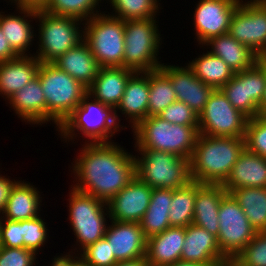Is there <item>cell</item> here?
<instances>
[{"label":"cell","instance_id":"f6af8a7d","mask_svg":"<svg viewBox=\"0 0 266 266\" xmlns=\"http://www.w3.org/2000/svg\"><path fill=\"white\" fill-rule=\"evenodd\" d=\"M17 181L9 178L8 176H3L0 173V214L3 212L8 196L10 194L11 188Z\"/></svg>","mask_w":266,"mask_h":266},{"label":"cell","instance_id":"7dc6e473","mask_svg":"<svg viewBox=\"0 0 266 266\" xmlns=\"http://www.w3.org/2000/svg\"><path fill=\"white\" fill-rule=\"evenodd\" d=\"M19 56L11 47L0 27V63Z\"/></svg>","mask_w":266,"mask_h":266},{"label":"cell","instance_id":"e0dca14e","mask_svg":"<svg viewBox=\"0 0 266 266\" xmlns=\"http://www.w3.org/2000/svg\"><path fill=\"white\" fill-rule=\"evenodd\" d=\"M160 69L169 77L177 100L186 103L199 115L215 88L203 83L187 64L183 67L163 63Z\"/></svg>","mask_w":266,"mask_h":266},{"label":"cell","instance_id":"4316f807","mask_svg":"<svg viewBox=\"0 0 266 266\" xmlns=\"http://www.w3.org/2000/svg\"><path fill=\"white\" fill-rule=\"evenodd\" d=\"M40 194V191L30 182L17 180L11 188L5 208L1 213V218L21 221L41 215V202L43 199Z\"/></svg>","mask_w":266,"mask_h":266},{"label":"cell","instance_id":"74e56055","mask_svg":"<svg viewBox=\"0 0 266 266\" xmlns=\"http://www.w3.org/2000/svg\"><path fill=\"white\" fill-rule=\"evenodd\" d=\"M44 220L41 215L29 220H22L24 248L33 251L36 255L46 245L49 237V229Z\"/></svg>","mask_w":266,"mask_h":266},{"label":"cell","instance_id":"f1b7e54d","mask_svg":"<svg viewBox=\"0 0 266 266\" xmlns=\"http://www.w3.org/2000/svg\"><path fill=\"white\" fill-rule=\"evenodd\" d=\"M221 58L235 73L251 68L259 56L228 33L210 38L202 46ZM211 47V48H210Z\"/></svg>","mask_w":266,"mask_h":266},{"label":"cell","instance_id":"f907efd6","mask_svg":"<svg viewBox=\"0 0 266 266\" xmlns=\"http://www.w3.org/2000/svg\"><path fill=\"white\" fill-rule=\"evenodd\" d=\"M258 61L266 68V57H259ZM259 115H266V87L264 91V96L259 105Z\"/></svg>","mask_w":266,"mask_h":266},{"label":"cell","instance_id":"52a82bcc","mask_svg":"<svg viewBox=\"0 0 266 266\" xmlns=\"http://www.w3.org/2000/svg\"><path fill=\"white\" fill-rule=\"evenodd\" d=\"M38 49L33 55L40 63H53L84 39V21L74 17L50 14L44 10L37 11ZM82 25V27H81ZM38 31V32H37Z\"/></svg>","mask_w":266,"mask_h":266},{"label":"cell","instance_id":"83f0119b","mask_svg":"<svg viewBox=\"0 0 266 266\" xmlns=\"http://www.w3.org/2000/svg\"><path fill=\"white\" fill-rule=\"evenodd\" d=\"M227 191L222 185L197 182L193 224L204 228L214 236L219 234V206Z\"/></svg>","mask_w":266,"mask_h":266},{"label":"cell","instance_id":"d6a6232c","mask_svg":"<svg viewBox=\"0 0 266 266\" xmlns=\"http://www.w3.org/2000/svg\"><path fill=\"white\" fill-rule=\"evenodd\" d=\"M230 194L256 232L266 231V188L241 187L233 189Z\"/></svg>","mask_w":266,"mask_h":266},{"label":"cell","instance_id":"5bb4252c","mask_svg":"<svg viewBox=\"0 0 266 266\" xmlns=\"http://www.w3.org/2000/svg\"><path fill=\"white\" fill-rule=\"evenodd\" d=\"M265 87L266 68L257 61L251 68L236 72L220 90L234 108L253 118L259 115Z\"/></svg>","mask_w":266,"mask_h":266},{"label":"cell","instance_id":"f35d334b","mask_svg":"<svg viewBox=\"0 0 266 266\" xmlns=\"http://www.w3.org/2000/svg\"><path fill=\"white\" fill-rule=\"evenodd\" d=\"M244 139L247 151L266 158V115L248 119Z\"/></svg>","mask_w":266,"mask_h":266},{"label":"cell","instance_id":"ac0fdd59","mask_svg":"<svg viewBox=\"0 0 266 266\" xmlns=\"http://www.w3.org/2000/svg\"><path fill=\"white\" fill-rule=\"evenodd\" d=\"M148 98L149 71H136L127 81L124 94L114 110L116 121L122 130L128 127L120 124L121 119L119 117H123L121 115H124L126 120L129 119L128 123L131 124L132 130L148 117Z\"/></svg>","mask_w":266,"mask_h":266},{"label":"cell","instance_id":"484cf974","mask_svg":"<svg viewBox=\"0 0 266 266\" xmlns=\"http://www.w3.org/2000/svg\"><path fill=\"white\" fill-rule=\"evenodd\" d=\"M40 61L34 55H19L0 63V95L5 101L37 77Z\"/></svg>","mask_w":266,"mask_h":266},{"label":"cell","instance_id":"7bdbcfd3","mask_svg":"<svg viewBox=\"0 0 266 266\" xmlns=\"http://www.w3.org/2000/svg\"><path fill=\"white\" fill-rule=\"evenodd\" d=\"M37 255L26 248L0 246V266H36Z\"/></svg>","mask_w":266,"mask_h":266},{"label":"cell","instance_id":"8fae6325","mask_svg":"<svg viewBox=\"0 0 266 266\" xmlns=\"http://www.w3.org/2000/svg\"><path fill=\"white\" fill-rule=\"evenodd\" d=\"M248 117L234 108L220 89H215L198 115L199 134L245 137Z\"/></svg>","mask_w":266,"mask_h":266},{"label":"cell","instance_id":"8d00e7d4","mask_svg":"<svg viewBox=\"0 0 266 266\" xmlns=\"http://www.w3.org/2000/svg\"><path fill=\"white\" fill-rule=\"evenodd\" d=\"M100 3L102 0H49L44 11L53 15L74 17L85 22L101 13Z\"/></svg>","mask_w":266,"mask_h":266},{"label":"cell","instance_id":"7a4b0ae2","mask_svg":"<svg viewBox=\"0 0 266 266\" xmlns=\"http://www.w3.org/2000/svg\"><path fill=\"white\" fill-rule=\"evenodd\" d=\"M244 149V137L199 134L189 159L191 180L201 184L222 185Z\"/></svg>","mask_w":266,"mask_h":266},{"label":"cell","instance_id":"d4e9b609","mask_svg":"<svg viewBox=\"0 0 266 266\" xmlns=\"http://www.w3.org/2000/svg\"><path fill=\"white\" fill-rule=\"evenodd\" d=\"M222 186L227 193L241 187L266 188V158L244 149Z\"/></svg>","mask_w":266,"mask_h":266},{"label":"cell","instance_id":"4dcf8cb0","mask_svg":"<svg viewBox=\"0 0 266 266\" xmlns=\"http://www.w3.org/2000/svg\"><path fill=\"white\" fill-rule=\"evenodd\" d=\"M172 196L173 189L153 188L149 207L140 221L147 239L171 227L169 212Z\"/></svg>","mask_w":266,"mask_h":266},{"label":"cell","instance_id":"e575fe53","mask_svg":"<svg viewBox=\"0 0 266 266\" xmlns=\"http://www.w3.org/2000/svg\"><path fill=\"white\" fill-rule=\"evenodd\" d=\"M176 100L169 77L160 68L149 71L148 116H157Z\"/></svg>","mask_w":266,"mask_h":266},{"label":"cell","instance_id":"603a6c76","mask_svg":"<svg viewBox=\"0 0 266 266\" xmlns=\"http://www.w3.org/2000/svg\"><path fill=\"white\" fill-rule=\"evenodd\" d=\"M7 104L22 122L33 125L46 123V100L38 77L12 95Z\"/></svg>","mask_w":266,"mask_h":266},{"label":"cell","instance_id":"681fc988","mask_svg":"<svg viewBox=\"0 0 266 266\" xmlns=\"http://www.w3.org/2000/svg\"><path fill=\"white\" fill-rule=\"evenodd\" d=\"M114 266H150L145 257L129 261L117 262Z\"/></svg>","mask_w":266,"mask_h":266},{"label":"cell","instance_id":"6da1fadb","mask_svg":"<svg viewBox=\"0 0 266 266\" xmlns=\"http://www.w3.org/2000/svg\"><path fill=\"white\" fill-rule=\"evenodd\" d=\"M83 143L70 166L71 186L107 203L135 176L133 152L114 141Z\"/></svg>","mask_w":266,"mask_h":266},{"label":"cell","instance_id":"4fadbf2b","mask_svg":"<svg viewBox=\"0 0 266 266\" xmlns=\"http://www.w3.org/2000/svg\"><path fill=\"white\" fill-rule=\"evenodd\" d=\"M228 34L259 57H266V2L240 0L232 15Z\"/></svg>","mask_w":266,"mask_h":266},{"label":"cell","instance_id":"b9f144b4","mask_svg":"<svg viewBox=\"0 0 266 266\" xmlns=\"http://www.w3.org/2000/svg\"><path fill=\"white\" fill-rule=\"evenodd\" d=\"M171 124L198 126V114L186 103L176 100L157 115Z\"/></svg>","mask_w":266,"mask_h":266},{"label":"cell","instance_id":"7c38bea8","mask_svg":"<svg viewBox=\"0 0 266 266\" xmlns=\"http://www.w3.org/2000/svg\"><path fill=\"white\" fill-rule=\"evenodd\" d=\"M218 216L220 229L217 242L221 254L228 261H233L254 238L256 230L251 226L244 211L230 193L222 198Z\"/></svg>","mask_w":266,"mask_h":266},{"label":"cell","instance_id":"ffe728a7","mask_svg":"<svg viewBox=\"0 0 266 266\" xmlns=\"http://www.w3.org/2000/svg\"><path fill=\"white\" fill-rule=\"evenodd\" d=\"M181 260L205 266H219L228 261L221 254L217 237L193 223L185 227Z\"/></svg>","mask_w":266,"mask_h":266},{"label":"cell","instance_id":"836d02e7","mask_svg":"<svg viewBox=\"0 0 266 266\" xmlns=\"http://www.w3.org/2000/svg\"><path fill=\"white\" fill-rule=\"evenodd\" d=\"M197 181H190L186 186L173 189L170 205V226L187 227L193 222Z\"/></svg>","mask_w":266,"mask_h":266},{"label":"cell","instance_id":"c3c4849f","mask_svg":"<svg viewBox=\"0 0 266 266\" xmlns=\"http://www.w3.org/2000/svg\"><path fill=\"white\" fill-rule=\"evenodd\" d=\"M51 261L52 263L49 264L50 266H86L78 257L63 255L62 253L58 256L56 254Z\"/></svg>","mask_w":266,"mask_h":266},{"label":"cell","instance_id":"44dd1931","mask_svg":"<svg viewBox=\"0 0 266 266\" xmlns=\"http://www.w3.org/2000/svg\"><path fill=\"white\" fill-rule=\"evenodd\" d=\"M15 9L16 12L18 11L15 14L14 12L11 14H5V12L0 11L1 30L4 33L5 38L11 45L12 49L18 55H32L29 50L30 45L32 47V45L34 44L33 41L36 40L34 39L36 38L34 37L36 36V31L33 27L35 25H32L31 22H33L34 20L36 21L37 11L24 8Z\"/></svg>","mask_w":266,"mask_h":266},{"label":"cell","instance_id":"2e32d148","mask_svg":"<svg viewBox=\"0 0 266 266\" xmlns=\"http://www.w3.org/2000/svg\"><path fill=\"white\" fill-rule=\"evenodd\" d=\"M152 190L153 188L135 175L123 189L107 202L109 220L140 223L149 207Z\"/></svg>","mask_w":266,"mask_h":266},{"label":"cell","instance_id":"d590c367","mask_svg":"<svg viewBox=\"0 0 266 266\" xmlns=\"http://www.w3.org/2000/svg\"><path fill=\"white\" fill-rule=\"evenodd\" d=\"M112 6V13L108 15L123 21L155 18L159 10L163 9L159 0H107Z\"/></svg>","mask_w":266,"mask_h":266},{"label":"cell","instance_id":"d6986e66","mask_svg":"<svg viewBox=\"0 0 266 266\" xmlns=\"http://www.w3.org/2000/svg\"><path fill=\"white\" fill-rule=\"evenodd\" d=\"M104 238L118 262L145 257L147 238L140 223L109 220Z\"/></svg>","mask_w":266,"mask_h":266},{"label":"cell","instance_id":"9c48e42d","mask_svg":"<svg viewBox=\"0 0 266 266\" xmlns=\"http://www.w3.org/2000/svg\"><path fill=\"white\" fill-rule=\"evenodd\" d=\"M135 150V175L151 188L176 189L192 181L189 159L164 151Z\"/></svg>","mask_w":266,"mask_h":266},{"label":"cell","instance_id":"cb8c5ba5","mask_svg":"<svg viewBox=\"0 0 266 266\" xmlns=\"http://www.w3.org/2000/svg\"><path fill=\"white\" fill-rule=\"evenodd\" d=\"M185 227L171 226L147 239L145 258L150 266H168L181 260Z\"/></svg>","mask_w":266,"mask_h":266},{"label":"cell","instance_id":"8992f818","mask_svg":"<svg viewBox=\"0 0 266 266\" xmlns=\"http://www.w3.org/2000/svg\"><path fill=\"white\" fill-rule=\"evenodd\" d=\"M70 187V198L67 199L69 201L67 220L73 230L76 244H74V252L71 249L63 255L74 256L75 254L77 256L88 245L104 238L108 226L107 219L110 218V215L107 203L91 194Z\"/></svg>","mask_w":266,"mask_h":266},{"label":"cell","instance_id":"bcb514c9","mask_svg":"<svg viewBox=\"0 0 266 266\" xmlns=\"http://www.w3.org/2000/svg\"><path fill=\"white\" fill-rule=\"evenodd\" d=\"M5 1V0H4ZM16 8L32 9V10H44L49 0H9ZM6 0V2L10 3Z\"/></svg>","mask_w":266,"mask_h":266},{"label":"cell","instance_id":"f5cc1de1","mask_svg":"<svg viewBox=\"0 0 266 266\" xmlns=\"http://www.w3.org/2000/svg\"><path fill=\"white\" fill-rule=\"evenodd\" d=\"M219 266H238V265L233 261H227V262L222 263Z\"/></svg>","mask_w":266,"mask_h":266},{"label":"cell","instance_id":"f546056e","mask_svg":"<svg viewBox=\"0 0 266 266\" xmlns=\"http://www.w3.org/2000/svg\"><path fill=\"white\" fill-rule=\"evenodd\" d=\"M53 64L87 88L93 83L101 68L84 40L60 56Z\"/></svg>","mask_w":266,"mask_h":266},{"label":"cell","instance_id":"ab89813d","mask_svg":"<svg viewBox=\"0 0 266 266\" xmlns=\"http://www.w3.org/2000/svg\"><path fill=\"white\" fill-rule=\"evenodd\" d=\"M233 262L238 266H266V231L256 232Z\"/></svg>","mask_w":266,"mask_h":266},{"label":"cell","instance_id":"ee69618b","mask_svg":"<svg viewBox=\"0 0 266 266\" xmlns=\"http://www.w3.org/2000/svg\"><path fill=\"white\" fill-rule=\"evenodd\" d=\"M22 220L11 221L1 218L0 246L8 248H24Z\"/></svg>","mask_w":266,"mask_h":266},{"label":"cell","instance_id":"7402d4cb","mask_svg":"<svg viewBox=\"0 0 266 266\" xmlns=\"http://www.w3.org/2000/svg\"><path fill=\"white\" fill-rule=\"evenodd\" d=\"M135 71L125 67H101L87 92L113 110L119 104L130 76Z\"/></svg>","mask_w":266,"mask_h":266},{"label":"cell","instance_id":"816d5d0a","mask_svg":"<svg viewBox=\"0 0 266 266\" xmlns=\"http://www.w3.org/2000/svg\"><path fill=\"white\" fill-rule=\"evenodd\" d=\"M168 266H205L199 263H194V262H188V261H177L174 264L168 265Z\"/></svg>","mask_w":266,"mask_h":266},{"label":"cell","instance_id":"5b68a950","mask_svg":"<svg viewBox=\"0 0 266 266\" xmlns=\"http://www.w3.org/2000/svg\"><path fill=\"white\" fill-rule=\"evenodd\" d=\"M132 132L136 149L164 151L190 159L199 135V128L171 124L158 116H148Z\"/></svg>","mask_w":266,"mask_h":266},{"label":"cell","instance_id":"30bf717a","mask_svg":"<svg viewBox=\"0 0 266 266\" xmlns=\"http://www.w3.org/2000/svg\"><path fill=\"white\" fill-rule=\"evenodd\" d=\"M102 11L84 22V41L101 67H123L125 21Z\"/></svg>","mask_w":266,"mask_h":266},{"label":"cell","instance_id":"ba28073f","mask_svg":"<svg viewBox=\"0 0 266 266\" xmlns=\"http://www.w3.org/2000/svg\"><path fill=\"white\" fill-rule=\"evenodd\" d=\"M156 18L125 21L123 67L152 71L163 64L158 55L164 38Z\"/></svg>","mask_w":266,"mask_h":266},{"label":"cell","instance_id":"9a60e30c","mask_svg":"<svg viewBox=\"0 0 266 266\" xmlns=\"http://www.w3.org/2000/svg\"><path fill=\"white\" fill-rule=\"evenodd\" d=\"M240 0H199L194 18L195 39L202 46L210 38L228 33L233 13Z\"/></svg>","mask_w":266,"mask_h":266},{"label":"cell","instance_id":"1f68e13d","mask_svg":"<svg viewBox=\"0 0 266 266\" xmlns=\"http://www.w3.org/2000/svg\"><path fill=\"white\" fill-rule=\"evenodd\" d=\"M198 57V58H197ZM187 66L193 71L203 83L215 89L224 86L235 74V72L218 56L210 53L199 54Z\"/></svg>","mask_w":266,"mask_h":266},{"label":"cell","instance_id":"3957f363","mask_svg":"<svg viewBox=\"0 0 266 266\" xmlns=\"http://www.w3.org/2000/svg\"><path fill=\"white\" fill-rule=\"evenodd\" d=\"M120 128L114 110L87 93L57 131L62 141H68L66 144L74 143L80 134V137L87 138L85 143H98L113 142L112 137L122 131Z\"/></svg>","mask_w":266,"mask_h":266},{"label":"cell","instance_id":"277c9868","mask_svg":"<svg viewBox=\"0 0 266 266\" xmlns=\"http://www.w3.org/2000/svg\"><path fill=\"white\" fill-rule=\"evenodd\" d=\"M37 77L46 100V125L56 131L88 93L87 87L53 63H40Z\"/></svg>","mask_w":266,"mask_h":266},{"label":"cell","instance_id":"60d3db41","mask_svg":"<svg viewBox=\"0 0 266 266\" xmlns=\"http://www.w3.org/2000/svg\"><path fill=\"white\" fill-rule=\"evenodd\" d=\"M76 257L86 266H114L118 262L105 238L88 245Z\"/></svg>","mask_w":266,"mask_h":266}]
</instances>
